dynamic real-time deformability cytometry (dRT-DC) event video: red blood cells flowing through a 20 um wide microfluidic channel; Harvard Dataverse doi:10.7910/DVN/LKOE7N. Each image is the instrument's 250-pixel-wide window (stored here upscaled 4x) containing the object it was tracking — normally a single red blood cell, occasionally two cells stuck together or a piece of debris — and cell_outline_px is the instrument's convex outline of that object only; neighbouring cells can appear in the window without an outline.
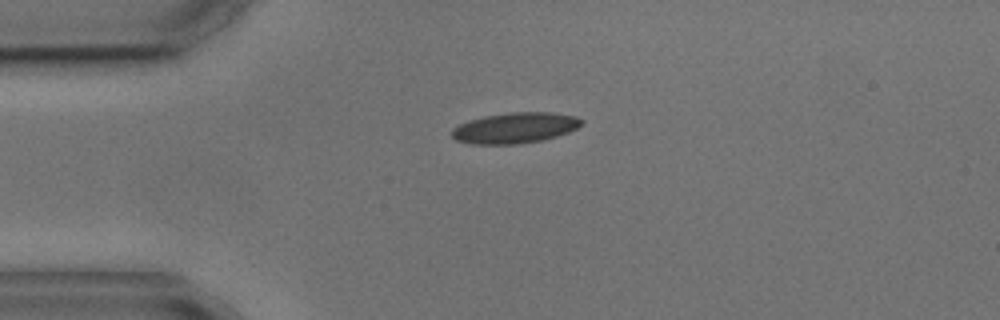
{"species": "common noctule bat (a hibernating species)", "species_latin": "Nyctalus noctula", "temperature_condition": "cold", "stored_images_in_passage": 2, "camera_frame_rate_fps": 3000, "um_per_image_px": 0.085, "animal": {"sex": "male", "body_mass_g": 17.9, "forearm_length_mm": 54.2}, "frame": {"image": 1, "passage_image": 1, "time_ms": 0.0, "image_size_px": [1000, 320], "cell_outline_px": [[584, 124], [568, 132], [556, 136], [540, 140], [516, 144], [472, 144], [456, 140], [452, 136], [452, 128], [468, 120], [484, 116], [512, 112], [552, 112], [576, 116], [584, 120]], "centroid_in_image_um": [43.79, 10.86], "position_along_channel_um": 41.2, "area_um2": 23.18}}